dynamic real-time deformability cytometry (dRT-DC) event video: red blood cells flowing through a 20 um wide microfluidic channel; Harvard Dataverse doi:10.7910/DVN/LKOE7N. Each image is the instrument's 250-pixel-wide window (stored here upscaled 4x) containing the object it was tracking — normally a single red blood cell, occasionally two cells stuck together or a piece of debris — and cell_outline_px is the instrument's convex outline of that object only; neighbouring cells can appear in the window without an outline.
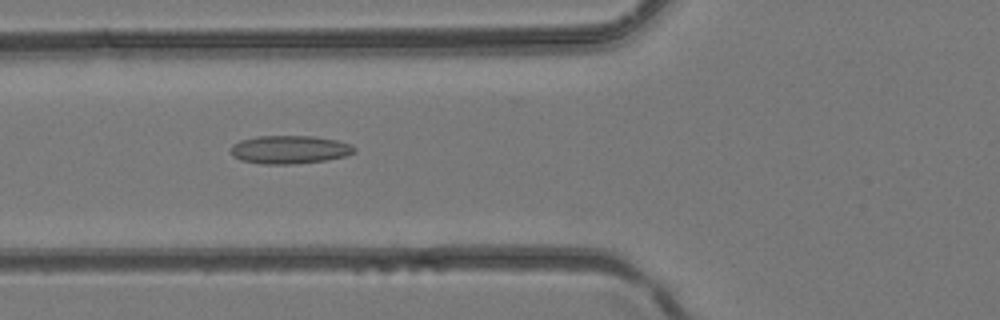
{"species": "common noctule bat (a hibernating species)", "species_latin": "Nyctalus noctula", "temperature_condition": "room temperature", "stored_images_in_passage": 31, "camera_frame_rate_fps": 3000, "um_per_image_px": 0.085, "animal": {"sex": "female", "body_mass_g": 24.6, "forearm_length_mm": 56.2}, "frame": {"image": 1, "passage_image": 6, "time_ms": 1.667, "image_size_px": [1000, 320], "cell_outline_px": [[356, 152], [348, 156], [324, 160], [292, 164], [264, 164], [240, 160], [232, 156], [232, 144], [240, 140], [256, 136], [312, 136], [336, 140], [352, 144], [356, 148]], "centroid_in_image_um": [24.64, 12.71], "position_along_channel_um": 101.2, "area_um2": 20.4}}
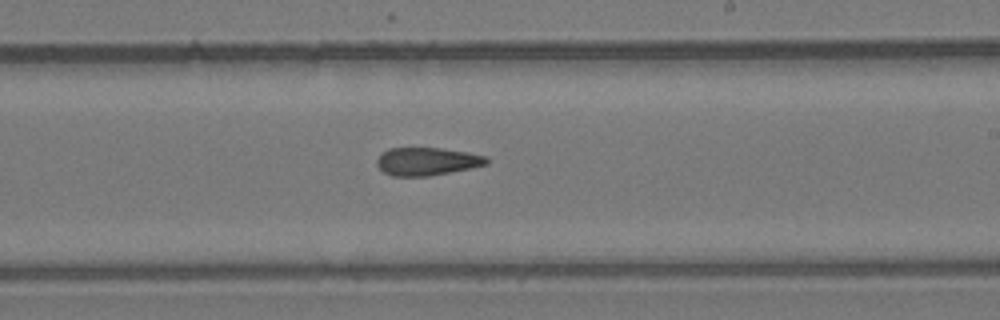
{"frame": {"image": 2, "passage_image": 15, "time_ms": 4.667, "image_size_px": [1000, 320], "cell_outline_px": [[488, 164], [428, 176], [392, 176], [384, 172], [376, 164], [376, 160], [380, 152], [388, 148], [440, 148], [468, 152], [488, 156]], "centroid_in_image_um": [36.26, 13.7], "position_along_channel_um": 252.7, "area_um2": 17.86}}
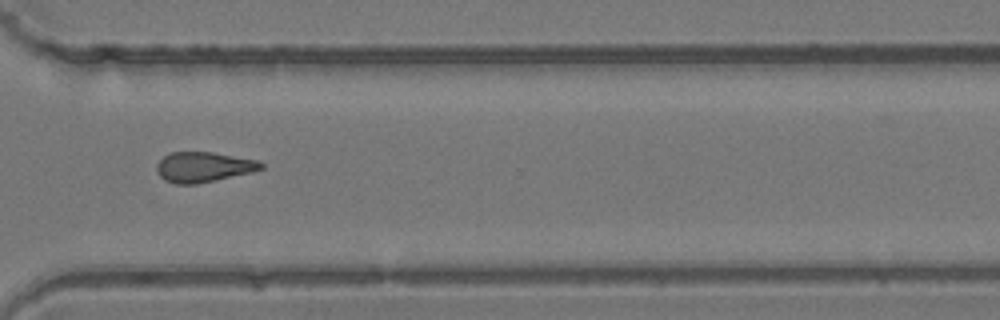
{"frame": {"image": 3, "passage_image": 21, "time_ms": 6.667, "image_size_px": [1000, 320], "cell_outline_px": [[264, 168], [252, 172], [216, 180], [196, 184], [176, 184], [164, 180], [156, 172], [156, 164], [164, 156], [172, 152], [212, 152], [260, 160], [264, 164]], "centroid_in_image_um": [17.31, 14.19], "position_along_channel_um": 353.3, "area_um2": 18.5}}